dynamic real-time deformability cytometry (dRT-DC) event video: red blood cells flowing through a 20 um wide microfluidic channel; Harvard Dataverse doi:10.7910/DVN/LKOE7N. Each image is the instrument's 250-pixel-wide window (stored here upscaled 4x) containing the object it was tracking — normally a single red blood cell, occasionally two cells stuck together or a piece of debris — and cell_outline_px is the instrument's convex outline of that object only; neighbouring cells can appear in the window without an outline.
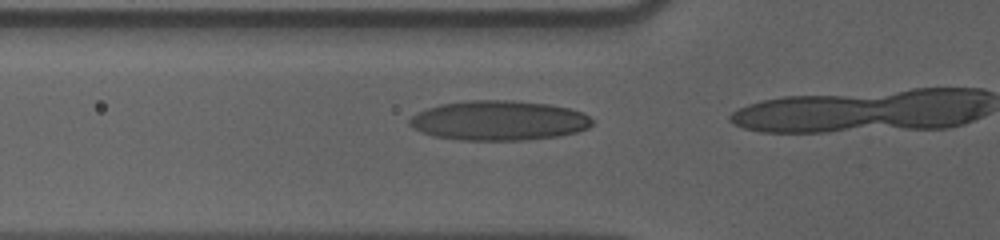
{"species": "human", "species_latin": "Homo sapiens", "temperature_condition": "cold", "stored_images_in_passage": 5, "camera_frame_rate_fps": 3000, "um_per_image_px": 0.085, "donor": {"sex": "male"}, "frame": {"image": 1, "passage_image": 3, "time_ms": 0.667, "image_size_px": [1000, 240], "cell_outline_px": [[592, 124], [588, 128], [576, 132], [560, 136], [528, 140], [460, 140], [432, 136], [420, 132], [408, 124], [408, 120], [416, 112], [440, 104], [468, 100], [512, 100], [548, 104], [568, 108], [584, 112], [592, 120]], "centroid_in_image_um": [42.38, 10.25], "position_along_channel_um": 83.4, "area_um2": 42.6}}